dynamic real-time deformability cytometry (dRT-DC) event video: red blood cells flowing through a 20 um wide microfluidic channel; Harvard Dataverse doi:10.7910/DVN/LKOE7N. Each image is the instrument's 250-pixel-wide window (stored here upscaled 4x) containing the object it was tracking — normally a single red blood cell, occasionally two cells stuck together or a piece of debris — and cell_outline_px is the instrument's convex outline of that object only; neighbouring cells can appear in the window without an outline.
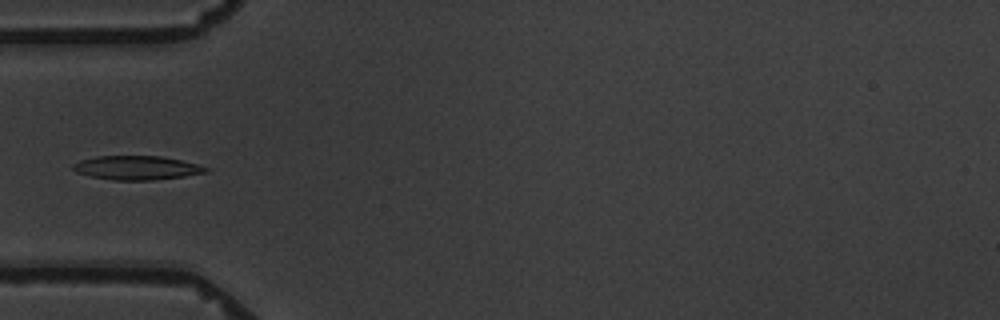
{"species": "common noctule bat (a hibernating species)", "species_latin": "Nyctalus noctula", "temperature_condition": "warm", "stored_images_in_passage": 7, "camera_frame_rate_fps": 3000, "um_per_image_px": 0.085, "animal": {"sex": "male", "body_mass_g": 19.5, "forearm_length_mm": 54.6}, "frame": {"image": 1, "passage_image": 1, "time_ms": 0.0, "image_size_px": [1000, 320], "cell_outline_px": [[212, 168], [208, 172], [184, 176], [152, 180], [116, 180], [92, 176], [76, 172], [72, 168], [72, 164], [80, 160], [96, 156], [160, 156], [180, 160]], "centroid_in_image_um": [11.63, 14.26], "position_along_channel_um": 73.4, "area_um2": 18.44}}
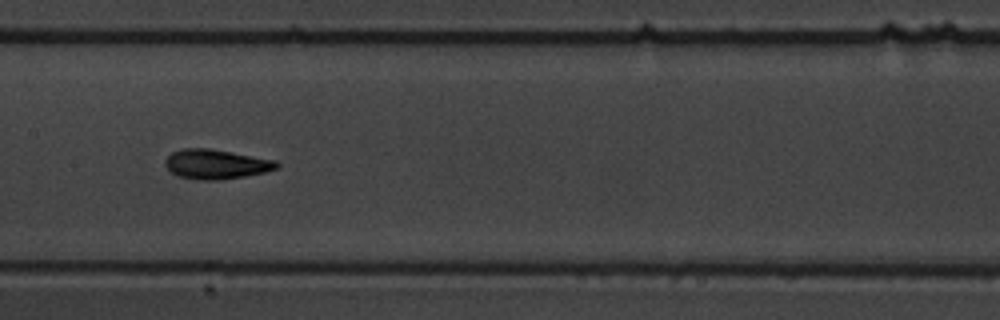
{"frame": {"image": 2, "passage_image": 4, "time_ms": 3.333, "image_size_px": [1000, 320], "cell_outline_px": [[280, 164], [276, 168], [264, 172], [244, 176], [220, 180], [200, 180], [176, 176], [164, 164], [164, 160], [172, 152], [184, 148], [212, 148], [276, 160]], "centroid_in_image_um": [18.35, 13.95], "position_along_channel_um": 189.1, "area_um2": 19.31}}
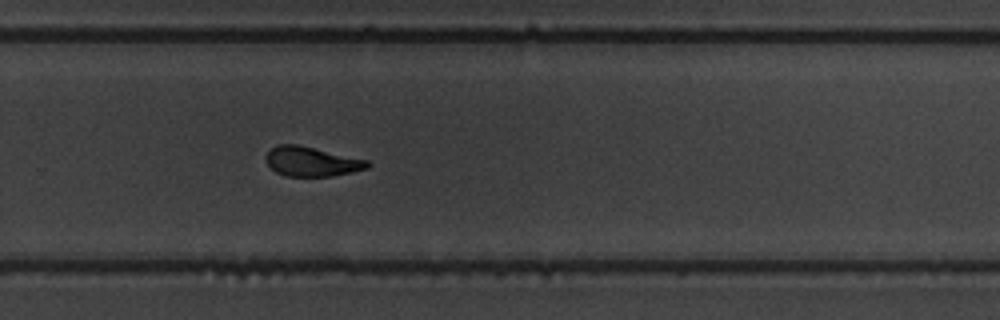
{"frame": {"image": 3, "passage_image": 7, "time_ms": 6.667, "image_size_px": [1000, 320], "cell_outline_px": [[372, 164], [368, 168], [352, 172], [332, 176], [284, 176], [276, 172], [264, 160], [264, 156], [276, 144], [296, 144], [368, 160]], "centroid_in_image_um": [26.47, 13.73], "position_along_channel_um": 303.3, "area_um2": 17.51}}